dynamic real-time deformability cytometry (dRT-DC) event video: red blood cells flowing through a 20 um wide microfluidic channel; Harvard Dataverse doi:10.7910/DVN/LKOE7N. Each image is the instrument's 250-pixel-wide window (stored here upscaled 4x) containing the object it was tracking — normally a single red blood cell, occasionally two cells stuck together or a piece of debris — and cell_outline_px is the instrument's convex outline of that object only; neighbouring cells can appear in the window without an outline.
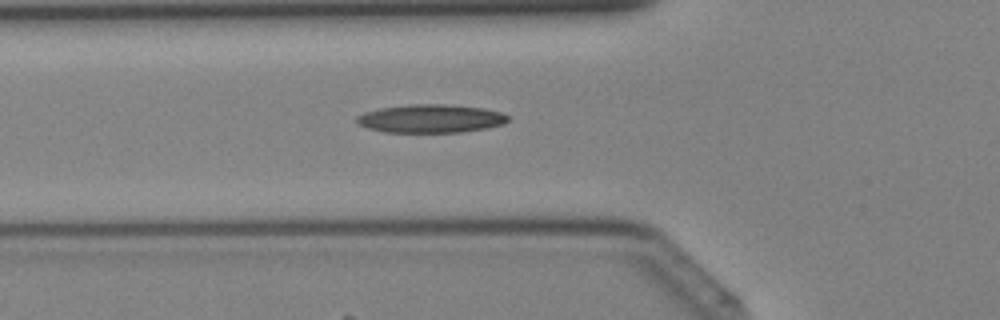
{"species": "Egyptian fruit bat (a non-hibernating species)", "species_latin": "Rousettus aegyptiacus", "temperature_condition": "cold", "stored_images_in_passage": 40, "camera_frame_rate_fps": 3000, "um_per_image_px": 0.085, "animal": {"sex": "female"}, "frame": {"image": 1, "passage_image": 14, "time_ms": 4.333, "image_size_px": [1000, 320], "cell_outline_px": [[508, 120], [504, 124], [484, 128], [460, 132], [384, 132], [368, 128], [360, 124], [356, 120], [356, 116], [364, 112], [380, 108], [408, 104], [448, 104], [484, 108], [500, 112], [508, 116]], "centroid_in_image_um": [36.6, 10.07], "position_along_channel_um": 89.2, "area_um2": 24.91}}
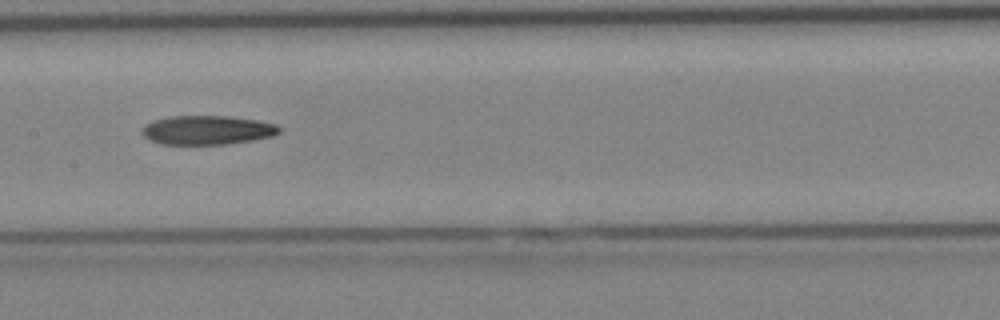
{"frame": {"image": 2, "passage_image": 20, "time_ms": 6.333, "image_size_px": [1000, 320], "cell_outline_px": [[280, 132], [272, 136], [252, 140], [228, 144], [160, 144], [148, 140], [140, 132], [140, 128], [144, 124], [152, 120], [172, 116], [228, 116], [256, 120], [276, 124], [280, 128]], "centroid_in_image_um": [17.55, 11.06], "position_along_channel_um": 189.9, "area_um2": 23.41}}
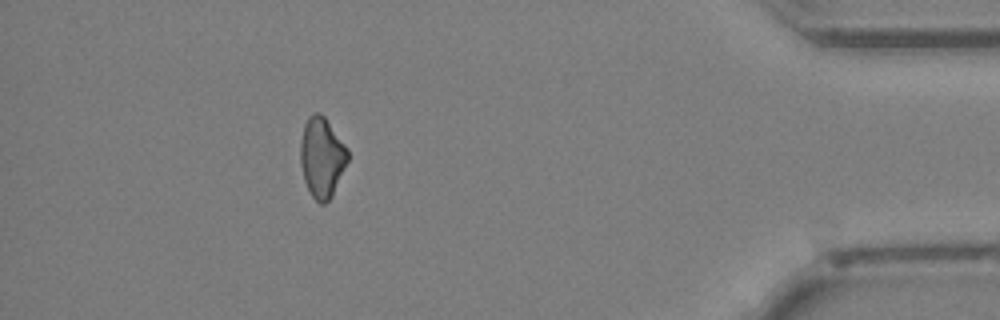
{"frame": {"image": 3, "passage_image": 36, "time_ms": 11.667, "image_size_px": [1000, 320], "cell_outline_px": [[348, 160], [332, 196], [324, 204], [320, 204], [312, 196], [304, 180], [300, 164], [300, 140], [304, 124], [308, 116], [312, 112], [320, 112], [324, 116], [348, 148]], "centroid_in_image_um": [27.34, 13.35], "position_along_channel_um": 407.9, "area_um2": 22.2}}